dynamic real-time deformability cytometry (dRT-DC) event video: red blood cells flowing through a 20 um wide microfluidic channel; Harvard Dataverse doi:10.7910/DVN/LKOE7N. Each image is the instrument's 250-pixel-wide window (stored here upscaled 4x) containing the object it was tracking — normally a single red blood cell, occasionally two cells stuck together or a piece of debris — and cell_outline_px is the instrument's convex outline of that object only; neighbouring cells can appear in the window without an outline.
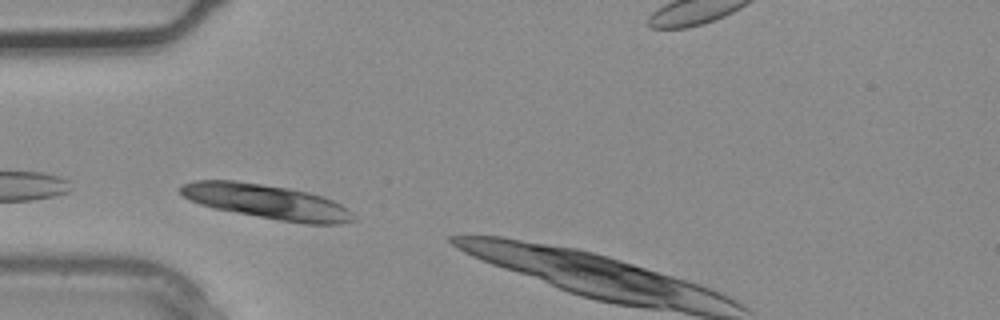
{"species": "common noctule bat (a hibernating species)", "species_latin": "Nyctalus noctula", "temperature_condition": "warm", "stored_images_in_passage": 3, "camera_frame_rate_fps": 3000, "um_per_image_px": 0.085, "animal": {"sex": "male", "body_mass_g": 20.4}, "frame": {"image": 1, "passage_image": 1, "time_ms": 0.0, "image_size_px": [1000, 320], "cell_outline_px": [[356, 220], [340, 224], [304, 224], [280, 220], [216, 208], [200, 204], [184, 196], [180, 192], [180, 188], [184, 184], [196, 180], [236, 180], [288, 188], [308, 192], [324, 196], [348, 208], [352, 212]], "centroid_in_image_um": [22.75, 17.14], "position_along_channel_um": 62.3, "area_um2": 34.39}}